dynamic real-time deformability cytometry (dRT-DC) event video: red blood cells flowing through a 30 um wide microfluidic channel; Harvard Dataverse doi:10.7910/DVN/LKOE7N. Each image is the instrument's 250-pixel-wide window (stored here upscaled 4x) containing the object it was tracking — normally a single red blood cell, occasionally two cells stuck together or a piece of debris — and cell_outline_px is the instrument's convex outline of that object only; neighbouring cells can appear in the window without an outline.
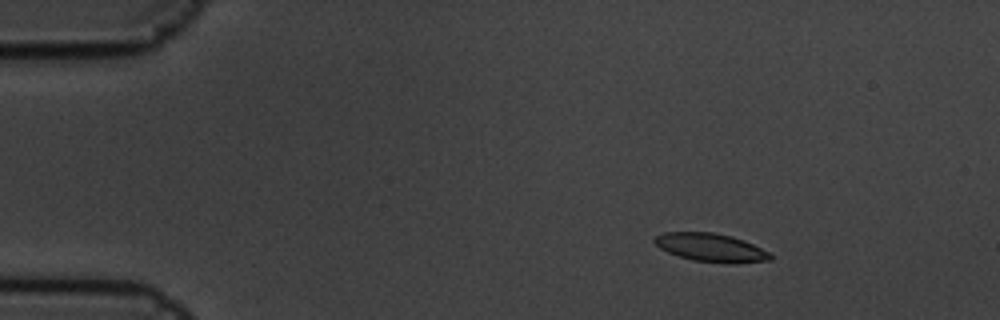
{"species": "common noctule bat (a hibernating species)", "species_latin": "Nyctalus noctula", "temperature_condition": "cold", "stored_images_in_passage": 4, "camera_frame_rate_fps": 3000, "um_per_image_px": 0.085, "animal": {"sex": "male", "body_mass_g": 19.5, "forearm_length_mm": 54.6}, "frame": {"image": 1, "passage_image": 2, "time_ms": 0.333, "image_size_px": [1000, 320], "cell_outline_px": [[772, 260], [736, 264], [728, 264], [692, 260], [668, 252], [660, 248], [652, 240], [656, 236], [664, 232], [712, 232], [732, 236], [744, 240], [768, 252], [772, 256]], "centroid_in_image_um": [60.44, 21.05], "position_along_channel_um": 24.6, "area_um2": 19.19}}
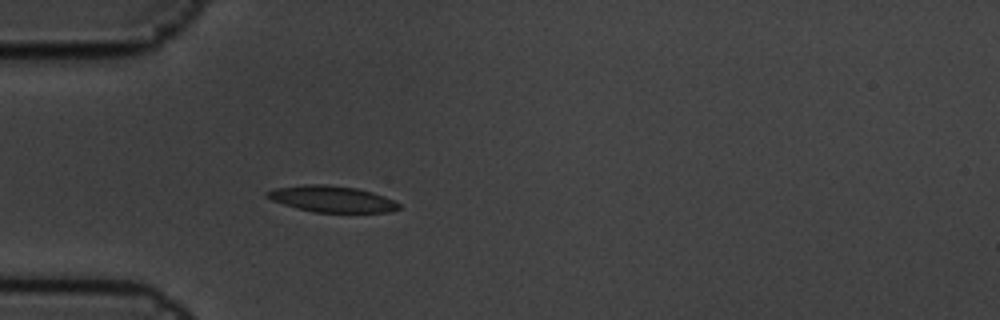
{"frame": {"image": 2, "passage_image": 4, "time_ms": 1.0, "image_size_px": [1000, 320], "cell_outline_px": [[400, 208], [388, 212], [312, 212], [284, 204], [272, 200], [264, 196], [264, 192], [276, 188], [304, 184], [324, 184], [356, 188], [372, 192], [384, 196], [400, 204]], "centroid_in_image_um": [28.17, 16.91], "position_along_channel_um": 56.8, "area_um2": 20.06}}